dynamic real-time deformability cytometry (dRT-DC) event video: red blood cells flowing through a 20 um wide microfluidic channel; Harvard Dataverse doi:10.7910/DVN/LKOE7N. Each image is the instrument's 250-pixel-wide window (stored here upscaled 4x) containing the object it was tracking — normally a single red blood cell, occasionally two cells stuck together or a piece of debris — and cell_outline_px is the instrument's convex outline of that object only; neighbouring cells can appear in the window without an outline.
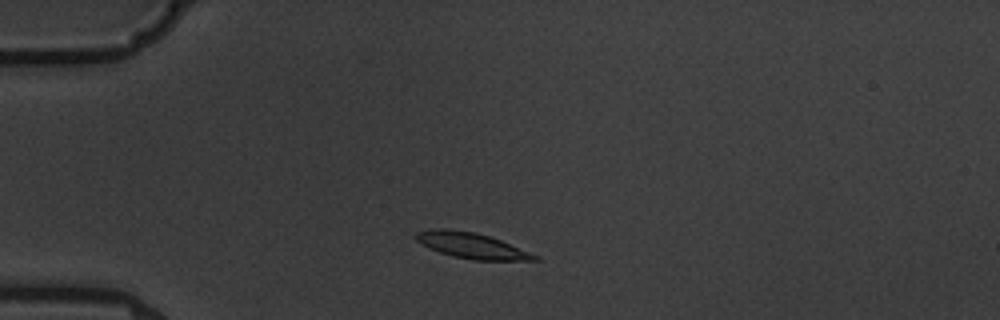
{"species": "common noctule bat (a hibernating species)", "species_latin": "Nyctalus noctula", "temperature_condition": "warm", "stored_images_in_passage": 3, "camera_frame_rate_fps": 3000, "um_per_image_px": 0.085, "animal": {"sex": "male", "body_mass_g": 19.5, "forearm_length_mm": 54.6}, "frame": {"image": 1, "passage_image": 2, "time_ms": 1.0, "image_size_px": [1000, 320], "cell_outline_px": [[540, 260], [472, 260], [452, 256], [440, 252], [416, 240], [412, 236], [416, 232], [432, 228], [444, 228], [476, 232], [500, 240], [540, 256]], "centroid_in_image_um": [40.08, 20.86], "position_along_channel_um": 44.9, "area_um2": 17.69}}